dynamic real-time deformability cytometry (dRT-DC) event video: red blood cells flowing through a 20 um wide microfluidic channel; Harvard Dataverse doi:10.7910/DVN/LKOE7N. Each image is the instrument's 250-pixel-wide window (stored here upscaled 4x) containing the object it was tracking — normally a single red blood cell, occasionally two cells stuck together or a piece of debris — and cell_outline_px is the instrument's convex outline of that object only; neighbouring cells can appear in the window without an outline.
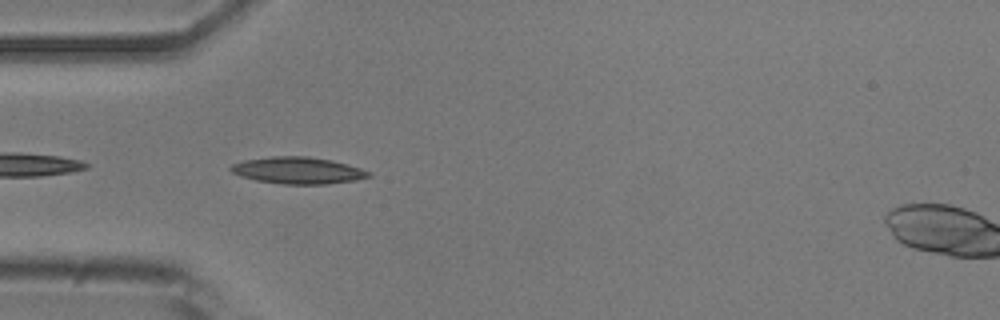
{"species": "common noctule bat (a hibernating species)", "species_latin": "Nyctalus noctula", "temperature_condition": "room temperature", "stored_images_in_passage": 16, "camera_frame_rate_fps": 3000, "um_per_image_px": 0.085, "animal": {"sex": "male", "body_mass_g": 20.5, "forearm_length_mm": 52.5}, "frame": {"image": 1, "passage_image": 3, "time_ms": 0.667, "image_size_px": [1000, 320], "cell_outline_px": [[372, 176], [356, 180], [324, 184], [280, 184], [256, 180], [240, 176], [232, 172], [228, 168], [232, 164], [244, 160], [272, 156], [308, 156], [332, 160], [348, 164], [372, 172]], "centroid_in_image_um": [25.33, 14.48], "position_along_channel_um": 59.7, "area_um2": 21.62}}
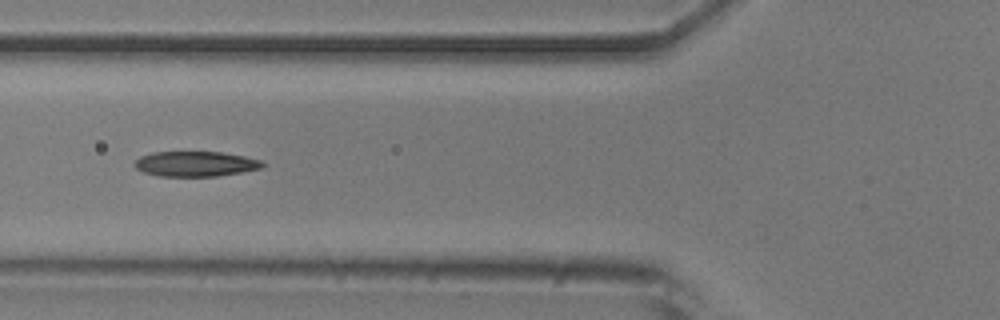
{"frame": {"image": 2, "passage_image": 7, "time_ms": 2.0, "image_size_px": [1000, 320], "cell_outline_px": [[264, 168], [216, 176], [160, 176], [144, 172], [136, 168], [132, 164], [140, 156], [152, 152], [220, 152], [244, 156], [260, 160], [264, 164]], "centroid_in_image_um": [16.6, 13.93], "position_along_channel_um": 109.2, "area_um2": 18.67}}
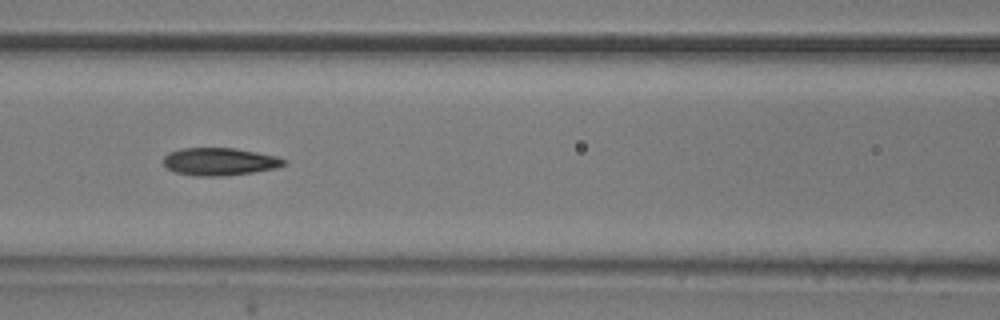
{"frame": {"image": 3, "passage_image": 10, "time_ms": 3.0, "image_size_px": [1000, 320], "cell_outline_px": [[284, 164], [276, 168], [228, 176], [192, 176], [176, 172], [164, 168], [164, 156], [168, 152], [180, 148], [232, 148], [256, 152], [276, 156], [284, 160]], "centroid_in_image_um": [18.59, 13.74], "position_along_channel_um": 148.0, "area_um2": 19.42}}